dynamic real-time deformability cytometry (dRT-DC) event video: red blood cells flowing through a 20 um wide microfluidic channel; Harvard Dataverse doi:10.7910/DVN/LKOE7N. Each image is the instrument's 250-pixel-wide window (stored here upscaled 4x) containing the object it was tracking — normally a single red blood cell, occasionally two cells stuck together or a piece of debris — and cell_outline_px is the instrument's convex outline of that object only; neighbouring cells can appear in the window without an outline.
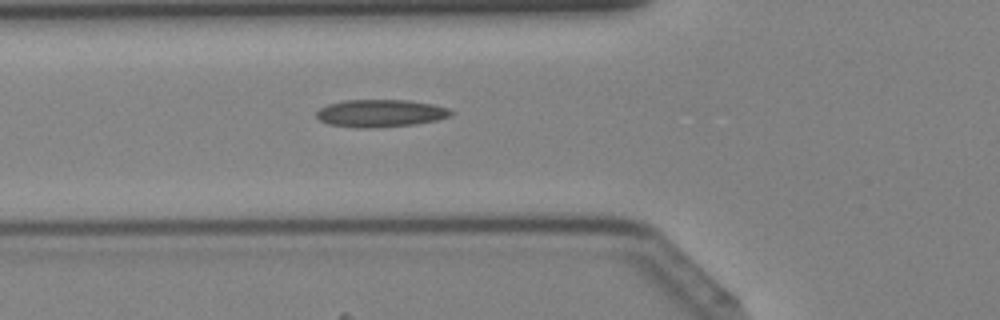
{"species": "Egyptian fruit bat (a non-hibernating species)", "species_latin": "Rousettus aegyptiacus", "temperature_condition": "cold", "stored_images_in_passage": 44, "segment_of_instrument_passage": [1, 2], "camera_frame_rate_fps": 3000, "um_per_image_px": 0.085, "animal": {"sex": "female"}, "frame": {"image": 1, "passage_image": 16, "time_ms": 5.0, "image_size_px": [1000, 320], "cell_outline_px": [[456, 112], [452, 116], [436, 120], [412, 124], [380, 128], [360, 128], [328, 124], [320, 120], [316, 116], [316, 112], [320, 108], [328, 104], [344, 100], [408, 100], [432, 104], [448, 108]], "centroid_in_image_um": [32.36, 9.63], "position_along_channel_um": 93.4, "area_um2": 21.68}}
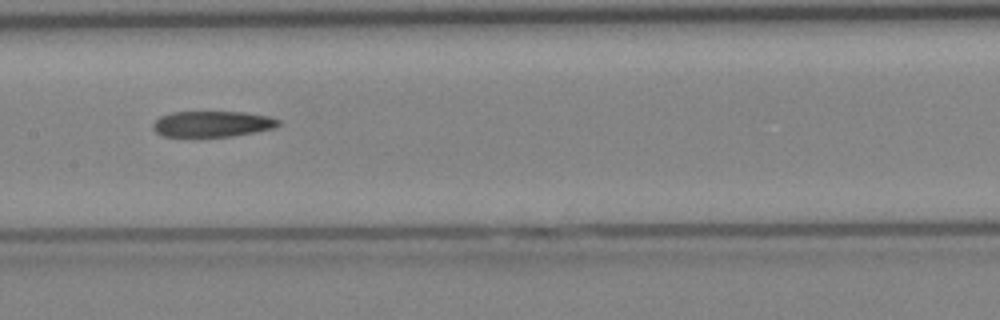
{"frame": {"image": 2, "passage_image": 22, "time_ms": 7.0, "image_size_px": [1000, 320], "cell_outline_px": [[280, 124], [272, 128], [232, 136], [164, 136], [156, 132], [152, 128], [152, 124], [160, 116], [172, 112], [244, 112], [268, 116], [280, 120]], "centroid_in_image_um": [18.02, 10.52], "position_along_channel_um": 189.4, "area_um2": 18.67}}
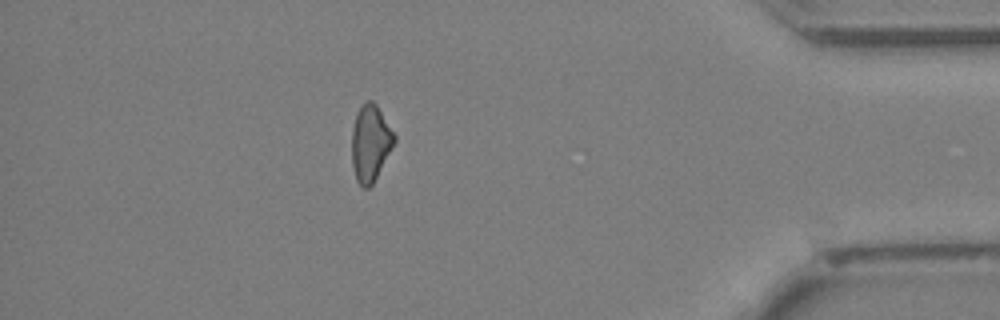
{"frame": {"image": 3, "passage_image": 38, "time_ms": 12.333, "image_size_px": [1000, 320], "cell_outline_px": [[396, 140], [372, 184], [368, 188], [364, 188], [356, 180], [352, 164], [352, 128], [356, 112], [368, 100], [372, 100], [376, 104], [396, 136]], "centroid_in_image_um": [31.47, 12.15], "position_along_channel_um": 403.7, "area_um2": 18.67}}